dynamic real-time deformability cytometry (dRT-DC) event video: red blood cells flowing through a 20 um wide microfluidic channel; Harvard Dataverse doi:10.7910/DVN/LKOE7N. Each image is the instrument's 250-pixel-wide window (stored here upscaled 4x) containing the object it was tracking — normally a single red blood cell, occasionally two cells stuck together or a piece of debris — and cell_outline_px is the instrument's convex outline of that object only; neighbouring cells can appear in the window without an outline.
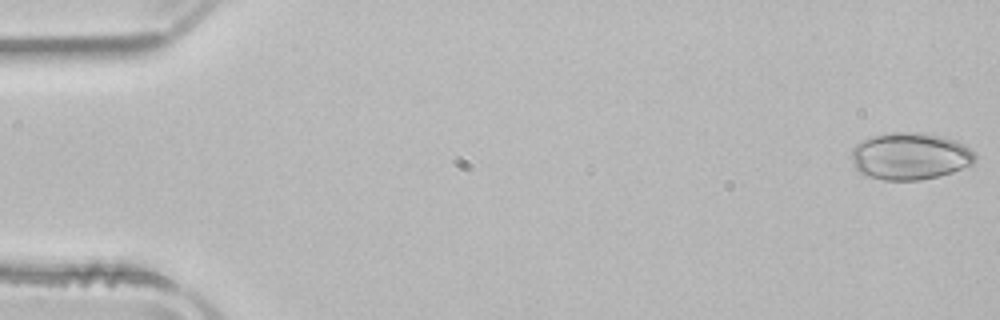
{"species": "common noctule bat (a hibernating species)", "species_latin": "Nyctalus noctula", "temperature_condition": "room temperature", "stored_images_in_passage": 20, "camera_frame_rate_fps": 3000, "um_per_image_px": 0.085, "animal": {"sex": "male", "body_mass_g": 21.5, "forearm_length_mm": 52.0}, "frame": {"image": 1, "passage_image": 1, "time_ms": 0.0, "image_size_px": [1000, 320], "cell_outline_px": [[976, 160], [972, 164], [952, 172], [940, 176], [920, 180], [884, 180], [868, 176], [860, 172], [856, 168], [852, 160], [852, 148], [856, 144], [872, 136], [892, 132], [916, 132], [936, 136], [952, 140], [964, 144], [976, 152]], "centroid_in_image_um": [77.37, 13.28], "position_along_channel_um": 7.6, "area_um2": 33.76}}
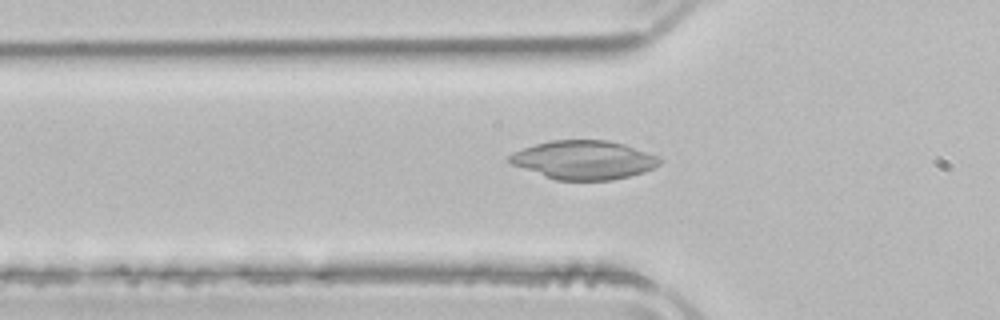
{"frame": {"image": 2, "passage_image": 17, "time_ms": 5.333, "image_size_px": [1000, 320], "cell_outline_px": [[660, 164], [644, 172], [612, 180], [556, 180], [544, 176], [512, 164], [508, 160], [508, 156], [524, 148], [536, 144], [552, 140], [608, 140], [624, 144], [656, 156], [660, 160]], "centroid_in_image_um": [49.62, 13.6], "position_along_channel_um": 76.2, "area_um2": 33.41}}
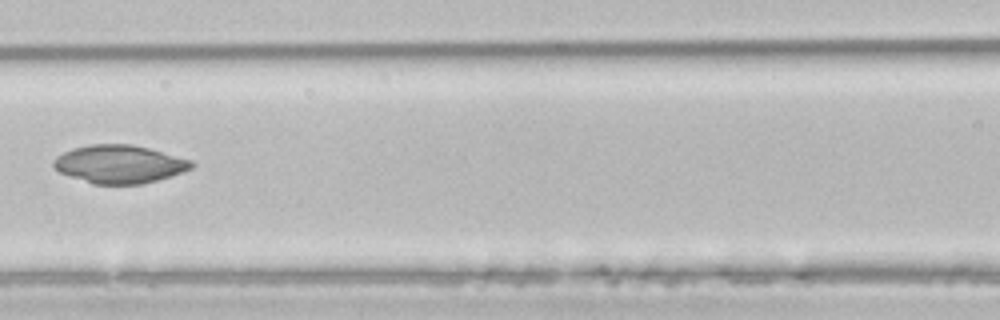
{"frame": {"image": 3, "passage_image": 20, "time_ms": 6.333, "image_size_px": [1000, 320], "cell_outline_px": [[196, 164], [192, 168], [172, 176], [144, 184], [92, 184], [68, 176], [52, 168], [52, 160], [56, 156], [72, 148], [92, 144], [132, 144], [148, 148], [192, 160]], "centroid_in_image_um": [10.13, 13.96], "position_along_channel_um": 156.5, "area_um2": 30.92}}